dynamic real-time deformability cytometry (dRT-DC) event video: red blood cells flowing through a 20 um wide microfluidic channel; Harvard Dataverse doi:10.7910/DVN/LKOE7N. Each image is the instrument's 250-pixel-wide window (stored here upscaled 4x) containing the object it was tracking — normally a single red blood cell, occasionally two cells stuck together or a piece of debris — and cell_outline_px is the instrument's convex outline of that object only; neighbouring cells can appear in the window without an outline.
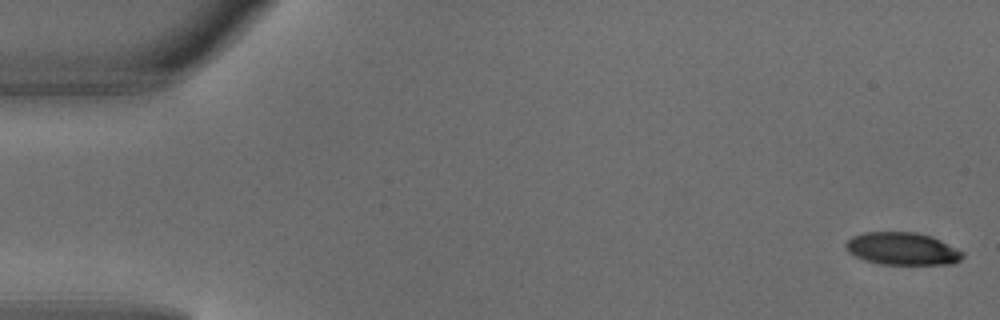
{"species": "common noctule bat (a hibernating species)", "species_latin": "Nyctalus noctula", "temperature_condition": "warm", "stored_images_in_passage": 3, "camera_frame_rate_fps": 3000, "um_per_image_px": 0.085, "animal": {"sex": "male", "body_mass_g": 18.8}, "frame": {"image": 1, "passage_image": 1, "time_ms": 0.0, "image_size_px": [1000, 320], "cell_outline_px": [[964, 256], [960, 260], [952, 264], [880, 264], [864, 260], [848, 252], [844, 248], [844, 244], [852, 236], [864, 232], [916, 232], [932, 236], [964, 252]], "centroid_in_image_um": [76.68, 21.14], "position_along_channel_um": 8.3, "area_um2": 22.25}}
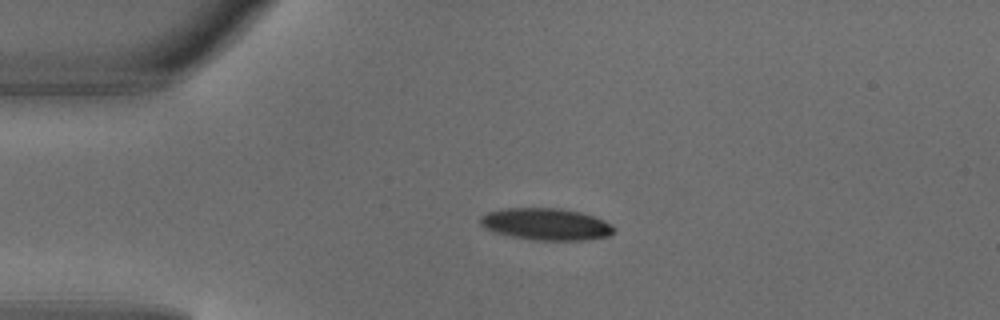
{"frame": {"image": 2, "passage_image": 3, "time_ms": 0.667, "image_size_px": [1000, 320], "cell_outline_px": [[616, 232], [608, 236], [588, 240], [532, 240], [512, 236], [496, 232], [484, 228], [480, 224], [480, 216], [488, 212], [504, 208], [560, 208], [580, 212], [604, 220], [612, 224], [616, 228]], "centroid_in_image_um": [46.44, 19.05], "position_along_channel_um": 38.6, "area_um2": 24.97}}